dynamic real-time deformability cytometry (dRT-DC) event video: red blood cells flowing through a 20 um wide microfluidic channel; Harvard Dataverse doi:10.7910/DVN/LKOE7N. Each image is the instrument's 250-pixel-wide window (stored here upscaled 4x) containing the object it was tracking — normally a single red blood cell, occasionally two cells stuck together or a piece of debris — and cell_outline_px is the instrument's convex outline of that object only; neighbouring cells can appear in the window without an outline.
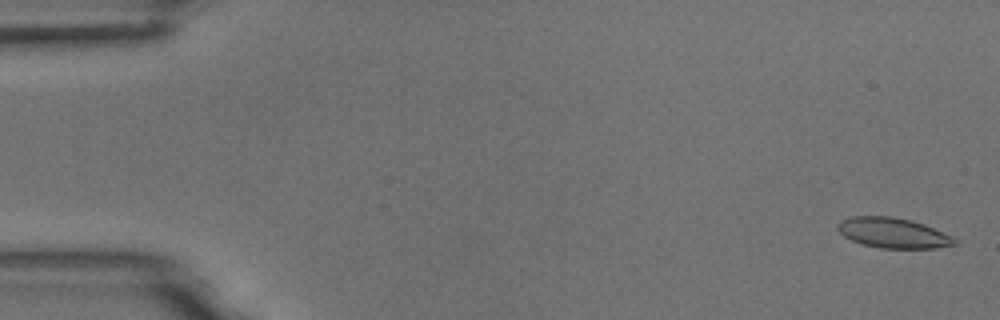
{"species": "common noctule bat (a hibernating species)", "species_latin": "Nyctalus noctula", "temperature_condition": "room temperature", "stored_images_in_passage": 6, "camera_frame_rate_fps": 3000, "um_per_image_px": 0.085, "animal": {"sex": "male", "body_mass_g": 18.8}, "frame": {"image": 1, "passage_image": 1, "time_ms": 0.0, "image_size_px": [1000, 320], "cell_outline_px": [[960, 240], [956, 244], [936, 248], [880, 248], [864, 244], [852, 240], [844, 236], [836, 228], [836, 224], [840, 220], [852, 216], [892, 216], [912, 220], [924, 224], [952, 236]], "centroid_in_image_um": [75.92, 19.79], "position_along_channel_um": 9.1, "area_um2": 20.69}}
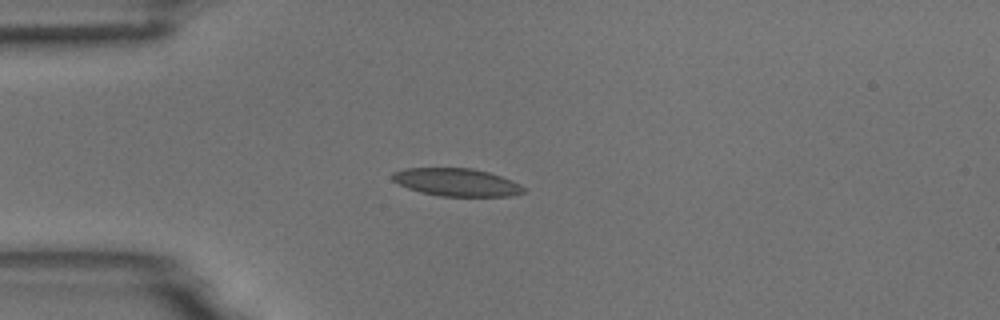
{"frame": {"image": 2, "passage_image": 5, "time_ms": 1.333, "image_size_px": [1000, 320], "cell_outline_px": [[524, 192], [512, 196], [440, 196], [420, 192], [408, 188], [392, 180], [392, 172], [404, 168], [472, 168], [488, 172], [512, 180], [520, 184], [524, 188]], "centroid_in_image_um": [38.8, 15.49], "position_along_channel_um": 46.2, "area_um2": 21.21}}
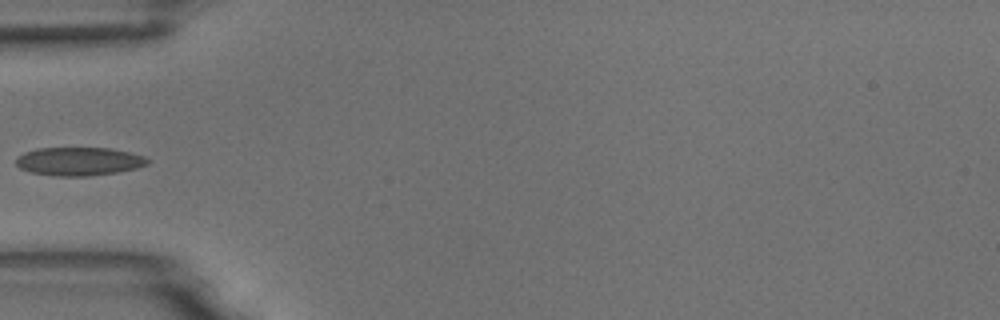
{"frame": {"image": 3, "passage_image": 6, "time_ms": 1.667, "image_size_px": [1000, 320], "cell_outline_px": [[152, 160], [148, 164], [136, 168], [116, 172], [88, 176], [56, 176], [32, 172], [20, 168], [16, 164], [16, 156], [24, 152], [36, 148], [108, 148], [128, 152], [144, 156]], "centroid_in_image_um": [6.7, 13.71], "position_along_channel_um": 78.3, "area_um2": 21.73}}